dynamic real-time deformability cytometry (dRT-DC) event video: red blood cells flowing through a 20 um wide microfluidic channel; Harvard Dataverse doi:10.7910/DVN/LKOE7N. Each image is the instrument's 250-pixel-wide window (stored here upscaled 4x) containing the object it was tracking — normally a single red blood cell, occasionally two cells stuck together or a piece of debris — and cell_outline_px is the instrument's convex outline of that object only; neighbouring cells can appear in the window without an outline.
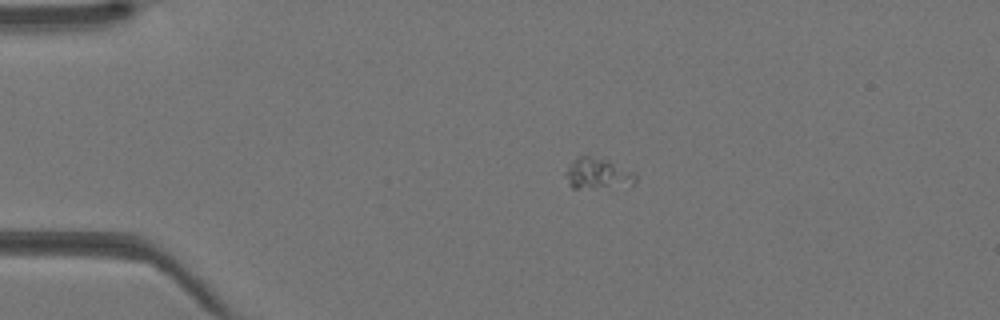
{"species": "Egyptian fruit bat (a non-hibernating species)", "species_latin": "Rousettus aegyptiacus", "temperature_condition": "warm", "stored_images_in_passage": 35, "camera_frame_rate_fps": 3000, "um_per_image_px": 0.085, "animal": {"sex": "female"}, "frame": {"image": 1, "passage_image": 1, "time_ms": 0.0, "image_size_px": [1000, 320], "cell_outline_px": [[636, 180], [628, 188], [572, 188], [568, 184], [564, 172], [568, 164], [580, 156], [588, 156], [608, 160], [636, 172]], "centroid_in_image_um": [50.84, 14.79], "position_along_channel_um": 34.2, "area_um2": 13.06}}
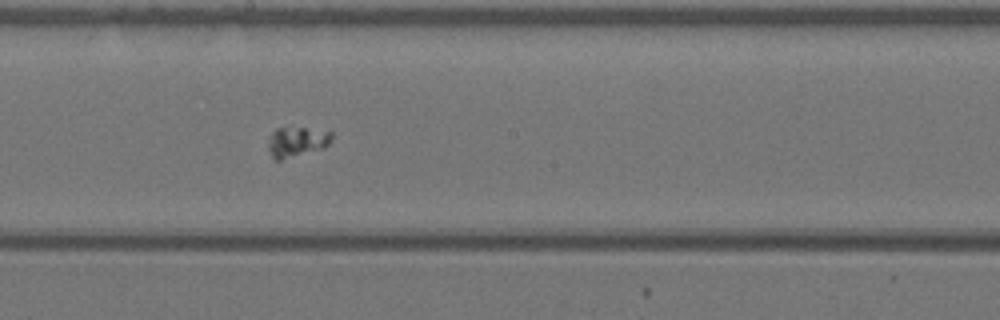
{"frame": {"image": 2, "passage_image": 16, "time_ms": 5.0, "image_size_px": [1000, 320], "cell_outline_px": [[332, 140], [324, 148], [280, 160], [276, 160], [272, 156], [268, 148], [268, 140], [272, 132], [276, 128], [304, 128], [332, 132]], "centroid_in_image_um": [25.22, 12.05], "position_along_channel_um": 223.0, "area_um2": 10.98}}
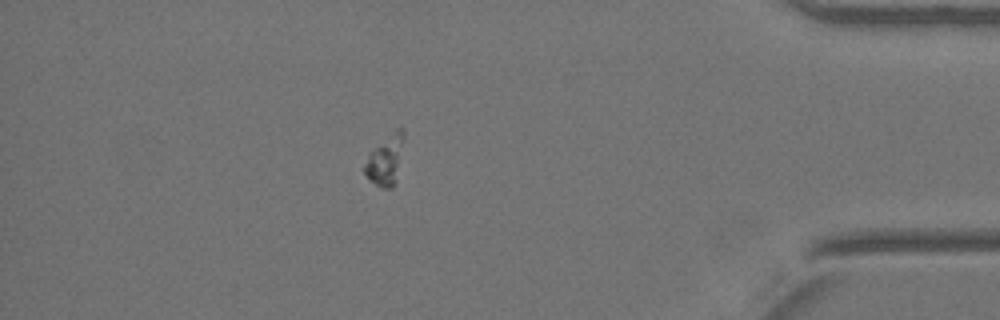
{"frame": {"image": 3, "passage_image": 30, "time_ms": 9.667, "image_size_px": [1000, 320], "cell_outline_px": [[404, 136], [396, 180], [392, 188], [380, 188], [364, 172], [364, 164], [368, 152], [396, 128], [400, 128], [404, 132]], "centroid_in_image_um": [32.74, 13.59], "position_along_channel_um": 402.5, "area_um2": 11.21}}